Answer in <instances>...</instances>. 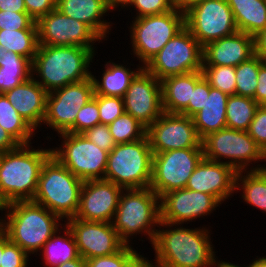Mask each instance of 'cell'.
<instances>
[{"label": "cell", "mask_w": 266, "mask_h": 267, "mask_svg": "<svg viewBox=\"0 0 266 267\" xmlns=\"http://www.w3.org/2000/svg\"><path fill=\"white\" fill-rule=\"evenodd\" d=\"M181 225L160 221L152 244L155 251L152 264L158 267H211L216 252L210 230Z\"/></svg>", "instance_id": "6da1fadb"}, {"label": "cell", "mask_w": 266, "mask_h": 267, "mask_svg": "<svg viewBox=\"0 0 266 267\" xmlns=\"http://www.w3.org/2000/svg\"><path fill=\"white\" fill-rule=\"evenodd\" d=\"M95 55L91 49L79 46L39 45L32 61V77L50 93L91 78L89 65Z\"/></svg>", "instance_id": "7a4b0ae2"}, {"label": "cell", "mask_w": 266, "mask_h": 267, "mask_svg": "<svg viewBox=\"0 0 266 267\" xmlns=\"http://www.w3.org/2000/svg\"><path fill=\"white\" fill-rule=\"evenodd\" d=\"M32 147L19 145L0 156V197L6 205L32 201L36 194L42 167L52 153L51 148Z\"/></svg>", "instance_id": "3957f363"}, {"label": "cell", "mask_w": 266, "mask_h": 267, "mask_svg": "<svg viewBox=\"0 0 266 267\" xmlns=\"http://www.w3.org/2000/svg\"><path fill=\"white\" fill-rule=\"evenodd\" d=\"M4 213L1 229L29 256L40 253L43 245L63 225L58 215L33 201L10 203Z\"/></svg>", "instance_id": "277c9868"}, {"label": "cell", "mask_w": 266, "mask_h": 267, "mask_svg": "<svg viewBox=\"0 0 266 267\" xmlns=\"http://www.w3.org/2000/svg\"><path fill=\"white\" fill-rule=\"evenodd\" d=\"M159 223L160 197L150 187L123 189L112 224L126 245L142 233L153 244Z\"/></svg>", "instance_id": "5b68a950"}, {"label": "cell", "mask_w": 266, "mask_h": 267, "mask_svg": "<svg viewBox=\"0 0 266 267\" xmlns=\"http://www.w3.org/2000/svg\"><path fill=\"white\" fill-rule=\"evenodd\" d=\"M82 187L83 181L51 155L42 167L32 201L67 220L78 211Z\"/></svg>", "instance_id": "8992f818"}, {"label": "cell", "mask_w": 266, "mask_h": 267, "mask_svg": "<svg viewBox=\"0 0 266 267\" xmlns=\"http://www.w3.org/2000/svg\"><path fill=\"white\" fill-rule=\"evenodd\" d=\"M153 151L147 135L116 144L108 153L104 179L123 189L148 188L152 179Z\"/></svg>", "instance_id": "52a82bcc"}, {"label": "cell", "mask_w": 266, "mask_h": 267, "mask_svg": "<svg viewBox=\"0 0 266 267\" xmlns=\"http://www.w3.org/2000/svg\"><path fill=\"white\" fill-rule=\"evenodd\" d=\"M202 146L204 158L230 165L237 172L266 168V164H257V167L248 168L251 162L254 164L260 160L266 162V154L247 131L226 127L205 137L202 140Z\"/></svg>", "instance_id": "ba28073f"}, {"label": "cell", "mask_w": 266, "mask_h": 267, "mask_svg": "<svg viewBox=\"0 0 266 267\" xmlns=\"http://www.w3.org/2000/svg\"><path fill=\"white\" fill-rule=\"evenodd\" d=\"M185 27V11L148 15L132 20L130 38L132 53L144 67L177 33Z\"/></svg>", "instance_id": "9c48e42d"}, {"label": "cell", "mask_w": 266, "mask_h": 267, "mask_svg": "<svg viewBox=\"0 0 266 267\" xmlns=\"http://www.w3.org/2000/svg\"><path fill=\"white\" fill-rule=\"evenodd\" d=\"M203 46L185 26L143 67L158 80L202 70Z\"/></svg>", "instance_id": "30bf717a"}, {"label": "cell", "mask_w": 266, "mask_h": 267, "mask_svg": "<svg viewBox=\"0 0 266 267\" xmlns=\"http://www.w3.org/2000/svg\"><path fill=\"white\" fill-rule=\"evenodd\" d=\"M61 147L51 149L52 155L80 180L104 179L108 153L90 142L83 134L60 133Z\"/></svg>", "instance_id": "8fae6325"}, {"label": "cell", "mask_w": 266, "mask_h": 267, "mask_svg": "<svg viewBox=\"0 0 266 267\" xmlns=\"http://www.w3.org/2000/svg\"><path fill=\"white\" fill-rule=\"evenodd\" d=\"M203 157V147L153 153L152 179L149 187L159 197L185 188L189 177Z\"/></svg>", "instance_id": "7c38bea8"}, {"label": "cell", "mask_w": 266, "mask_h": 267, "mask_svg": "<svg viewBox=\"0 0 266 267\" xmlns=\"http://www.w3.org/2000/svg\"><path fill=\"white\" fill-rule=\"evenodd\" d=\"M185 26L204 47L238 31L226 0H200L185 11Z\"/></svg>", "instance_id": "4fadbf2b"}, {"label": "cell", "mask_w": 266, "mask_h": 267, "mask_svg": "<svg viewBox=\"0 0 266 267\" xmlns=\"http://www.w3.org/2000/svg\"><path fill=\"white\" fill-rule=\"evenodd\" d=\"M92 78L67 84L47 95L43 124L58 134L67 132L76 122L79 110L93 97Z\"/></svg>", "instance_id": "5bb4252c"}, {"label": "cell", "mask_w": 266, "mask_h": 267, "mask_svg": "<svg viewBox=\"0 0 266 267\" xmlns=\"http://www.w3.org/2000/svg\"><path fill=\"white\" fill-rule=\"evenodd\" d=\"M38 44L50 46H79L91 49L102 39L85 23L54 9L37 22Z\"/></svg>", "instance_id": "9a60e30c"}, {"label": "cell", "mask_w": 266, "mask_h": 267, "mask_svg": "<svg viewBox=\"0 0 266 267\" xmlns=\"http://www.w3.org/2000/svg\"><path fill=\"white\" fill-rule=\"evenodd\" d=\"M146 135L153 153L203 147L193 118L182 114L163 112L147 129Z\"/></svg>", "instance_id": "2e32d148"}, {"label": "cell", "mask_w": 266, "mask_h": 267, "mask_svg": "<svg viewBox=\"0 0 266 267\" xmlns=\"http://www.w3.org/2000/svg\"><path fill=\"white\" fill-rule=\"evenodd\" d=\"M123 100L125 112L146 129L163 113L161 82L144 68L131 81Z\"/></svg>", "instance_id": "e0dca14e"}, {"label": "cell", "mask_w": 266, "mask_h": 267, "mask_svg": "<svg viewBox=\"0 0 266 267\" xmlns=\"http://www.w3.org/2000/svg\"><path fill=\"white\" fill-rule=\"evenodd\" d=\"M66 221L79 255L85 260L114 254L126 245L110 222L84 221L74 217Z\"/></svg>", "instance_id": "ac0fdd59"}, {"label": "cell", "mask_w": 266, "mask_h": 267, "mask_svg": "<svg viewBox=\"0 0 266 267\" xmlns=\"http://www.w3.org/2000/svg\"><path fill=\"white\" fill-rule=\"evenodd\" d=\"M221 203L212 195L182 188L160 197V221L184 224L210 215Z\"/></svg>", "instance_id": "d6986e66"}, {"label": "cell", "mask_w": 266, "mask_h": 267, "mask_svg": "<svg viewBox=\"0 0 266 267\" xmlns=\"http://www.w3.org/2000/svg\"><path fill=\"white\" fill-rule=\"evenodd\" d=\"M122 191L121 186L106 179L84 181L74 218L112 223Z\"/></svg>", "instance_id": "ffe728a7"}, {"label": "cell", "mask_w": 266, "mask_h": 267, "mask_svg": "<svg viewBox=\"0 0 266 267\" xmlns=\"http://www.w3.org/2000/svg\"><path fill=\"white\" fill-rule=\"evenodd\" d=\"M236 174L237 171L232 166L203 157L185 188L212 195L223 203L235 192Z\"/></svg>", "instance_id": "44dd1931"}, {"label": "cell", "mask_w": 266, "mask_h": 267, "mask_svg": "<svg viewBox=\"0 0 266 267\" xmlns=\"http://www.w3.org/2000/svg\"><path fill=\"white\" fill-rule=\"evenodd\" d=\"M254 54V37L237 31L203 47V66L236 67Z\"/></svg>", "instance_id": "7402d4cb"}, {"label": "cell", "mask_w": 266, "mask_h": 267, "mask_svg": "<svg viewBox=\"0 0 266 267\" xmlns=\"http://www.w3.org/2000/svg\"><path fill=\"white\" fill-rule=\"evenodd\" d=\"M6 98L34 130L43 125L48 92L33 77L4 93Z\"/></svg>", "instance_id": "603a6c76"}, {"label": "cell", "mask_w": 266, "mask_h": 267, "mask_svg": "<svg viewBox=\"0 0 266 267\" xmlns=\"http://www.w3.org/2000/svg\"><path fill=\"white\" fill-rule=\"evenodd\" d=\"M56 9L87 24L102 40L109 37L112 25L103 18L112 10L106 0H56Z\"/></svg>", "instance_id": "cb8c5ba5"}, {"label": "cell", "mask_w": 266, "mask_h": 267, "mask_svg": "<svg viewBox=\"0 0 266 267\" xmlns=\"http://www.w3.org/2000/svg\"><path fill=\"white\" fill-rule=\"evenodd\" d=\"M203 77L202 70L165 77L161 82L163 112L181 114L188 106L195 84Z\"/></svg>", "instance_id": "d4e9b609"}, {"label": "cell", "mask_w": 266, "mask_h": 267, "mask_svg": "<svg viewBox=\"0 0 266 267\" xmlns=\"http://www.w3.org/2000/svg\"><path fill=\"white\" fill-rule=\"evenodd\" d=\"M229 95L210 86L203 108L192 118L201 140L209 134L226 128V106Z\"/></svg>", "instance_id": "484cf974"}, {"label": "cell", "mask_w": 266, "mask_h": 267, "mask_svg": "<svg viewBox=\"0 0 266 267\" xmlns=\"http://www.w3.org/2000/svg\"><path fill=\"white\" fill-rule=\"evenodd\" d=\"M104 70L101 80L91 74L94 83V95L123 98L126 90L130 87L131 81L143 69V66L133 69L127 68L124 64H116L108 61L104 64ZM124 65V66H123ZM101 81V82H100Z\"/></svg>", "instance_id": "4316f807"}, {"label": "cell", "mask_w": 266, "mask_h": 267, "mask_svg": "<svg viewBox=\"0 0 266 267\" xmlns=\"http://www.w3.org/2000/svg\"><path fill=\"white\" fill-rule=\"evenodd\" d=\"M238 31L257 35L266 28V0H226Z\"/></svg>", "instance_id": "83f0119b"}, {"label": "cell", "mask_w": 266, "mask_h": 267, "mask_svg": "<svg viewBox=\"0 0 266 267\" xmlns=\"http://www.w3.org/2000/svg\"><path fill=\"white\" fill-rule=\"evenodd\" d=\"M32 77V61L5 49L0 43V94Z\"/></svg>", "instance_id": "f1b7e54d"}, {"label": "cell", "mask_w": 266, "mask_h": 267, "mask_svg": "<svg viewBox=\"0 0 266 267\" xmlns=\"http://www.w3.org/2000/svg\"><path fill=\"white\" fill-rule=\"evenodd\" d=\"M61 230H64V232ZM61 232L64 234L60 235ZM41 251V259L45 267H57L66 261L77 259L80 256L73 233L67 224L58 228L53 236L43 245Z\"/></svg>", "instance_id": "f546056e"}, {"label": "cell", "mask_w": 266, "mask_h": 267, "mask_svg": "<svg viewBox=\"0 0 266 267\" xmlns=\"http://www.w3.org/2000/svg\"><path fill=\"white\" fill-rule=\"evenodd\" d=\"M238 190L243 192L244 202L266 212V168L238 171L235 178L236 193Z\"/></svg>", "instance_id": "4dcf8cb0"}, {"label": "cell", "mask_w": 266, "mask_h": 267, "mask_svg": "<svg viewBox=\"0 0 266 267\" xmlns=\"http://www.w3.org/2000/svg\"><path fill=\"white\" fill-rule=\"evenodd\" d=\"M0 126L20 145L31 144V137L35 136L33 127L18 114L4 94H0Z\"/></svg>", "instance_id": "1f68e13d"}, {"label": "cell", "mask_w": 266, "mask_h": 267, "mask_svg": "<svg viewBox=\"0 0 266 267\" xmlns=\"http://www.w3.org/2000/svg\"><path fill=\"white\" fill-rule=\"evenodd\" d=\"M259 104L252 98L229 95L226 106V127L248 131Z\"/></svg>", "instance_id": "d6a6232c"}, {"label": "cell", "mask_w": 266, "mask_h": 267, "mask_svg": "<svg viewBox=\"0 0 266 267\" xmlns=\"http://www.w3.org/2000/svg\"><path fill=\"white\" fill-rule=\"evenodd\" d=\"M0 43L6 50L33 61L39 46L38 29L0 30Z\"/></svg>", "instance_id": "836d02e7"}, {"label": "cell", "mask_w": 266, "mask_h": 267, "mask_svg": "<svg viewBox=\"0 0 266 267\" xmlns=\"http://www.w3.org/2000/svg\"><path fill=\"white\" fill-rule=\"evenodd\" d=\"M262 65L261 58L254 54L248 60L243 61L235 67V95L254 99L258 84V71Z\"/></svg>", "instance_id": "e575fe53"}, {"label": "cell", "mask_w": 266, "mask_h": 267, "mask_svg": "<svg viewBox=\"0 0 266 267\" xmlns=\"http://www.w3.org/2000/svg\"><path fill=\"white\" fill-rule=\"evenodd\" d=\"M108 128L116 144L143 139L147 132V129L127 112L117 117Z\"/></svg>", "instance_id": "d590c367"}, {"label": "cell", "mask_w": 266, "mask_h": 267, "mask_svg": "<svg viewBox=\"0 0 266 267\" xmlns=\"http://www.w3.org/2000/svg\"><path fill=\"white\" fill-rule=\"evenodd\" d=\"M203 77L211 87L228 95H235L236 76L232 66H202Z\"/></svg>", "instance_id": "8d00e7d4"}, {"label": "cell", "mask_w": 266, "mask_h": 267, "mask_svg": "<svg viewBox=\"0 0 266 267\" xmlns=\"http://www.w3.org/2000/svg\"><path fill=\"white\" fill-rule=\"evenodd\" d=\"M140 256L131 245H125L114 254L87 259L86 267H130Z\"/></svg>", "instance_id": "74e56055"}, {"label": "cell", "mask_w": 266, "mask_h": 267, "mask_svg": "<svg viewBox=\"0 0 266 267\" xmlns=\"http://www.w3.org/2000/svg\"><path fill=\"white\" fill-rule=\"evenodd\" d=\"M100 124L97 101L92 97L77 113L75 124L68 133L82 134L89 128Z\"/></svg>", "instance_id": "f35d334b"}, {"label": "cell", "mask_w": 266, "mask_h": 267, "mask_svg": "<svg viewBox=\"0 0 266 267\" xmlns=\"http://www.w3.org/2000/svg\"><path fill=\"white\" fill-rule=\"evenodd\" d=\"M98 103L100 124L109 125L125 112L124 100L120 97L93 95Z\"/></svg>", "instance_id": "ab89813d"}, {"label": "cell", "mask_w": 266, "mask_h": 267, "mask_svg": "<svg viewBox=\"0 0 266 267\" xmlns=\"http://www.w3.org/2000/svg\"><path fill=\"white\" fill-rule=\"evenodd\" d=\"M29 255L9 240L3 231V253L1 267H28Z\"/></svg>", "instance_id": "60d3db41"}, {"label": "cell", "mask_w": 266, "mask_h": 267, "mask_svg": "<svg viewBox=\"0 0 266 267\" xmlns=\"http://www.w3.org/2000/svg\"><path fill=\"white\" fill-rule=\"evenodd\" d=\"M38 29L36 21L27 12L0 10V30Z\"/></svg>", "instance_id": "b9f144b4"}, {"label": "cell", "mask_w": 266, "mask_h": 267, "mask_svg": "<svg viewBox=\"0 0 266 267\" xmlns=\"http://www.w3.org/2000/svg\"><path fill=\"white\" fill-rule=\"evenodd\" d=\"M131 6L136 9V17L133 18L163 14L174 9L170 0H132L127 7Z\"/></svg>", "instance_id": "7bdbcfd3"}, {"label": "cell", "mask_w": 266, "mask_h": 267, "mask_svg": "<svg viewBox=\"0 0 266 267\" xmlns=\"http://www.w3.org/2000/svg\"><path fill=\"white\" fill-rule=\"evenodd\" d=\"M247 132L266 154V105H259Z\"/></svg>", "instance_id": "ee69618b"}, {"label": "cell", "mask_w": 266, "mask_h": 267, "mask_svg": "<svg viewBox=\"0 0 266 267\" xmlns=\"http://www.w3.org/2000/svg\"><path fill=\"white\" fill-rule=\"evenodd\" d=\"M206 93H210V84L204 77H202L195 84L188 106L181 114L192 118L203 108L204 103L206 102Z\"/></svg>", "instance_id": "f6af8a7d"}, {"label": "cell", "mask_w": 266, "mask_h": 267, "mask_svg": "<svg viewBox=\"0 0 266 267\" xmlns=\"http://www.w3.org/2000/svg\"><path fill=\"white\" fill-rule=\"evenodd\" d=\"M82 134L86 136L90 142H93L99 148L107 152H111L112 149L116 146V143L114 142L113 137L109 131L108 125H95Z\"/></svg>", "instance_id": "bcb514c9"}, {"label": "cell", "mask_w": 266, "mask_h": 267, "mask_svg": "<svg viewBox=\"0 0 266 267\" xmlns=\"http://www.w3.org/2000/svg\"><path fill=\"white\" fill-rule=\"evenodd\" d=\"M26 12L37 22L56 8V0H24Z\"/></svg>", "instance_id": "7dc6e473"}, {"label": "cell", "mask_w": 266, "mask_h": 267, "mask_svg": "<svg viewBox=\"0 0 266 267\" xmlns=\"http://www.w3.org/2000/svg\"><path fill=\"white\" fill-rule=\"evenodd\" d=\"M257 79L258 84L254 100L259 105H266V67L264 65L259 68Z\"/></svg>", "instance_id": "c3c4849f"}, {"label": "cell", "mask_w": 266, "mask_h": 267, "mask_svg": "<svg viewBox=\"0 0 266 267\" xmlns=\"http://www.w3.org/2000/svg\"><path fill=\"white\" fill-rule=\"evenodd\" d=\"M20 144L0 126V151L7 152L16 149Z\"/></svg>", "instance_id": "681fc988"}, {"label": "cell", "mask_w": 266, "mask_h": 267, "mask_svg": "<svg viewBox=\"0 0 266 267\" xmlns=\"http://www.w3.org/2000/svg\"><path fill=\"white\" fill-rule=\"evenodd\" d=\"M0 10L10 12H26L24 0H0Z\"/></svg>", "instance_id": "f907efd6"}, {"label": "cell", "mask_w": 266, "mask_h": 267, "mask_svg": "<svg viewBox=\"0 0 266 267\" xmlns=\"http://www.w3.org/2000/svg\"><path fill=\"white\" fill-rule=\"evenodd\" d=\"M255 53H266V28L254 36Z\"/></svg>", "instance_id": "816d5d0a"}, {"label": "cell", "mask_w": 266, "mask_h": 267, "mask_svg": "<svg viewBox=\"0 0 266 267\" xmlns=\"http://www.w3.org/2000/svg\"><path fill=\"white\" fill-rule=\"evenodd\" d=\"M200 0H170L175 9L186 11L191 5L199 2Z\"/></svg>", "instance_id": "f5cc1de1"}, {"label": "cell", "mask_w": 266, "mask_h": 267, "mask_svg": "<svg viewBox=\"0 0 266 267\" xmlns=\"http://www.w3.org/2000/svg\"><path fill=\"white\" fill-rule=\"evenodd\" d=\"M57 267H86V260L79 256L77 259L66 261Z\"/></svg>", "instance_id": "db71d44e"}, {"label": "cell", "mask_w": 266, "mask_h": 267, "mask_svg": "<svg viewBox=\"0 0 266 267\" xmlns=\"http://www.w3.org/2000/svg\"><path fill=\"white\" fill-rule=\"evenodd\" d=\"M131 1L132 0H106V3L111 10L115 11L114 9H116L119 6H121V8L123 9L125 7L127 8V6Z\"/></svg>", "instance_id": "11a10c76"}, {"label": "cell", "mask_w": 266, "mask_h": 267, "mask_svg": "<svg viewBox=\"0 0 266 267\" xmlns=\"http://www.w3.org/2000/svg\"><path fill=\"white\" fill-rule=\"evenodd\" d=\"M216 266L217 267H241L231 262L217 260V256H214L211 267H216ZM244 267H247V266L244 265Z\"/></svg>", "instance_id": "9f6ffc18"}, {"label": "cell", "mask_w": 266, "mask_h": 267, "mask_svg": "<svg viewBox=\"0 0 266 267\" xmlns=\"http://www.w3.org/2000/svg\"><path fill=\"white\" fill-rule=\"evenodd\" d=\"M152 261L141 255L130 267H147Z\"/></svg>", "instance_id": "6f0895ef"}, {"label": "cell", "mask_w": 266, "mask_h": 267, "mask_svg": "<svg viewBox=\"0 0 266 267\" xmlns=\"http://www.w3.org/2000/svg\"><path fill=\"white\" fill-rule=\"evenodd\" d=\"M247 267H266V256L255 258Z\"/></svg>", "instance_id": "680465c9"}, {"label": "cell", "mask_w": 266, "mask_h": 267, "mask_svg": "<svg viewBox=\"0 0 266 267\" xmlns=\"http://www.w3.org/2000/svg\"><path fill=\"white\" fill-rule=\"evenodd\" d=\"M2 253H3V230L0 228V265L2 264Z\"/></svg>", "instance_id": "91938a15"}, {"label": "cell", "mask_w": 266, "mask_h": 267, "mask_svg": "<svg viewBox=\"0 0 266 267\" xmlns=\"http://www.w3.org/2000/svg\"><path fill=\"white\" fill-rule=\"evenodd\" d=\"M6 209V204L4 203L3 199L0 197V210L5 211ZM4 217H0V228L3 225Z\"/></svg>", "instance_id": "94428289"}, {"label": "cell", "mask_w": 266, "mask_h": 267, "mask_svg": "<svg viewBox=\"0 0 266 267\" xmlns=\"http://www.w3.org/2000/svg\"><path fill=\"white\" fill-rule=\"evenodd\" d=\"M255 54L261 58L262 64L266 67V53H255Z\"/></svg>", "instance_id": "6125c7cd"}, {"label": "cell", "mask_w": 266, "mask_h": 267, "mask_svg": "<svg viewBox=\"0 0 266 267\" xmlns=\"http://www.w3.org/2000/svg\"><path fill=\"white\" fill-rule=\"evenodd\" d=\"M147 267H158L152 264V262Z\"/></svg>", "instance_id": "be15d7a7"}]
</instances>
